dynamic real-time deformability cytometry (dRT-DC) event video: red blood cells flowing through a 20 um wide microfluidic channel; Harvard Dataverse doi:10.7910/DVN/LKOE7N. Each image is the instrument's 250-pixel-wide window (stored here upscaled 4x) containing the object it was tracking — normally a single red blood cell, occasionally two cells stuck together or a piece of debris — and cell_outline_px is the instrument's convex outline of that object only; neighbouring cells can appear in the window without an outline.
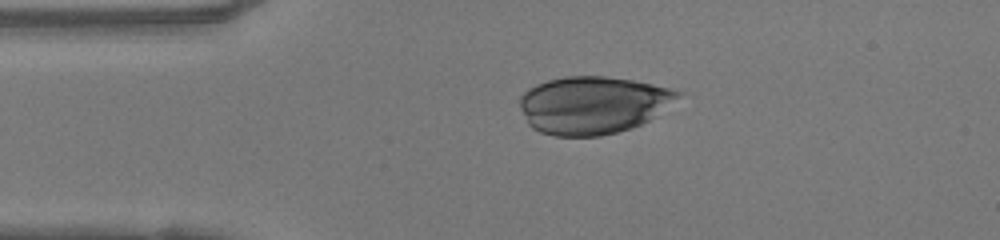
{"species": "human", "species_latin": "Homo sapiens", "temperature_condition": "warm", "stored_images_in_passage": 29, "camera_frame_rate_fps": 3000, "um_per_image_px": 0.085, "donor": {"sex": "female"}, "frame": {"image": 1, "passage_image": 1, "time_ms": 0.0, "image_size_px": [1000, 240], "cell_outline_px": [[684, 92], [680, 96], [648, 120], [632, 128], [600, 136], [552, 136], [540, 132], [532, 128], [528, 124], [520, 108], [520, 96], [528, 88], [536, 84], [548, 80], [564, 76], [604, 76], [632, 80], [652, 84]], "centroid_in_image_um": [50.34, 8.92], "position_along_channel_um": 34.7, "area_um2": 52.83}}
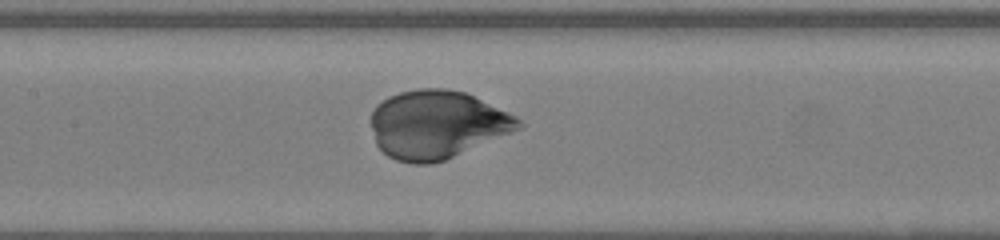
{"frame": {"image": 2, "passage_image": 13, "time_ms": 4.0, "image_size_px": [1000, 240], "cell_outline_px": [[524, 124], [520, 128], [512, 132], [444, 160], [432, 164], [412, 164], [396, 160], [388, 156], [376, 144], [372, 128], [372, 112], [376, 104], [388, 96], [400, 92], [416, 88], [448, 88], [464, 92], [508, 112], [516, 116]], "centroid_in_image_um": [37.12, 10.58], "position_along_channel_um": 170.3, "area_um2": 58.38}}
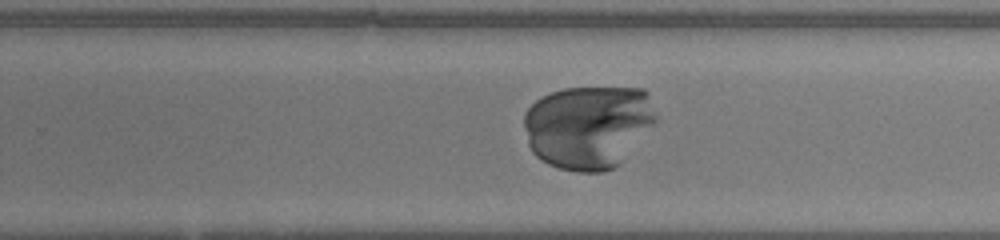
{"frame": {"image": 3, "passage_image": 21, "time_ms": 6.667, "image_size_px": [1000, 240], "cell_outline_px": [[656, 120], [616, 164], [612, 168], [600, 172], [576, 172], [560, 168], [548, 164], [540, 160], [532, 152], [528, 144], [524, 128], [524, 112], [536, 100], [552, 92], [564, 88], [644, 88], [648, 92], [656, 116]], "centroid_in_image_um": [49.94, 10.75], "position_along_channel_um": 279.9, "area_um2": 63.46}}